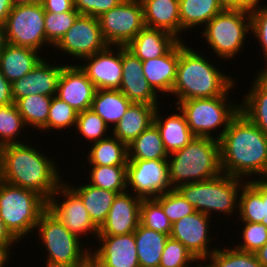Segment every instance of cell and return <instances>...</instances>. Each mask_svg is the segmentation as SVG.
Instances as JSON below:
<instances>
[{"label": "cell", "mask_w": 267, "mask_h": 267, "mask_svg": "<svg viewBox=\"0 0 267 267\" xmlns=\"http://www.w3.org/2000/svg\"><path fill=\"white\" fill-rule=\"evenodd\" d=\"M155 200L172 223L195 212L194 207L176 189L161 194Z\"/></svg>", "instance_id": "obj_44"}, {"label": "cell", "mask_w": 267, "mask_h": 267, "mask_svg": "<svg viewBox=\"0 0 267 267\" xmlns=\"http://www.w3.org/2000/svg\"><path fill=\"white\" fill-rule=\"evenodd\" d=\"M244 183V179L221 173L206 181L184 183L176 190L195 211L207 216H212L211 212L215 211L228 217L238 212L240 189Z\"/></svg>", "instance_id": "obj_5"}, {"label": "cell", "mask_w": 267, "mask_h": 267, "mask_svg": "<svg viewBox=\"0 0 267 267\" xmlns=\"http://www.w3.org/2000/svg\"><path fill=\"white\" fill-rule=\"evenodd\" d=\"M248 179L241 187L238 219L267 226V179Z\"/></svg>", "instance_id": "obj_22"}, {"label": "cell", "mask_w": 267, "mask_h": 267, "mask_svg": "<svg viewBox=\"0 0 267 267\" xmlns=\"http://www.w3.org/2000/svg\"><path fill=\"white\" fill-rule=\"evenodd\" d=\"M70 64L62 68L56 96L80 113L91 108L96 88L78 64Z\"/></svg>", "instance_id": "obj_18"}, {"label": "cell", "mask_w": 267, "mask_h": 267, "mask_svg": "<svg viewBox=\"0 0 267 267\" xmlns=\"http://www.w3.org/2000/svg\"><path fill=\"white\" fill-rule=\"evenodd\" d=\"M75 267H100V265L91 256H89L82 264Z\"/></svg>", "instance_id": "obj_58"}, {"label": "cell", "mask_w": 267, "mask_h": 267, "mask_svg": "<svg viewBox=\"0 0 267 267\" xmlns=\"http://www.w3.org/2000/svg\"><path fill=\"white\" fill-rule=\"evenodd\" d=\"M26 127L15 103L0 106V147L22 143L20 134Z\"/></svg>", "instance_id": "obj_39"}, {"label": "cell", "mask_w": 267, "mask_h": 267, "mask_svg": "<svg viewBox=\"0 0 267 267\" xmlns=\"http://www.w3.org/2000/svg\"><path fill=\"white\" fill-rule=\"evenodd\" d=\"M44 11L51 13H63L77 11L74 8V0H41Z\"/></svg>", "instance_id": "obj_49"}, {"label": "cell", "mask_w": 267, "mask_h": 267, "mask_svg": "<svg viewBox=\"0 0 267 267\" xmlns=\"http://www.w3.org/2000/svg\"><path fill=\"white\" fill-rule=\"evenodd\" d=\"M37 229L38 239L46 247V260L75 267L90 256L91 247H82L83 240L72 234L48 209L39 218Z\"/></svg>", "instance_id": "obj_9"}, {"label": "cell", "mask_w": 267, "mask_h": 267, "mask_svg": "<svg viewBox=\"0 0 267 267\" xmlns=\"http://www.w3.org/2000/svg\"><path fill=\"white\" fill-rule=\"evenodd\" d=\"M179 62V41L163 56L142 61L143 75L148 84L158 92L170 94Z\"/></svg>", "instance_id": "obj_23"}, {"label": "cell", "mask_w": 267, "mask_h": 267, "mask_svg": "<svg viewBox=\"0 0 267 267\" xmlns=\"http://www.w3.org/2000/svg\"><path fill=\"white\" fill-rule=\"evenodd\" d=\"M140 267H159L162 252L169 236L141 224L134 231Z\"/></svg>", "instance_id": "obj_32"}, {"label": "cell", "mask_w": 267, "mask_h": 267, "mask_svg": "<svg viewBox=\"0 0 267 267\" xmlns=\"http://www.w3.org/2000/svg\"><path fill=\"white\" fill-rule=\"evenodd\" d=\"M230 248L217 247L203 262H210L208 267H262L254 253Z\"/></svg>", "instance_id": "obj_38"}, {"label": "cell", "mask_w": 267, "mask_h": 267, "mask_svg": "<svg viewBox=\"0 0 267 267\" xmlns=\"http://www.w3.org/2000/svg\"><path fill=\"white\" fill-rule=\"evenodd\" d=\"M178 41L166 31L144 27L126 48L142 61H146L165 55Z\"/></svg>", "instance_id": "obj_26"}, {"label": "cell", "mask_w": 267, "mask_h": 267, "mask_svg": "<svg viewBox=\"0 0 267 267\" xmlns=\"http://www.w3.org/2000/svg\"><path fill=\"white\" fill-rule=\"evenodd\" d=\"M80 15L78 11L51 13L45 11L44 26L46 41L55 46Z\"/></svg>", "instance_id": "obj_43"}, {"label": "cell", "mask_w": 267, "mask_h": 267, "mask_svg": "<svg viewBox=\"0 0 267 267\" xmlns=\"http://www.w3.org/2000/svg\"><path fill=\"white\" fill-rule=\"evenodd\" d=\"M123 0H74V8L80 15L99 17L104 12L116 7Z\"/></svg>", "instance_id": "obj_48"}, {"label": "cell", "mask_w": 267, "mask_h": 267, "mask_svg": "<svg viewBox=\"0 0 267 267\" xmlns=\"http://www.w3.org/2000/svg\"><path fill=\"white\" fill-rule=\"evenodd\" d=\"M167 161L172 189L184 183L206 181L222 173L220 144L212 138H193L183 149L169 154Z\"/></svg>", "instance_id": "obj_4"}, {"label": "cell", "mask_w": 267, "mask_h": 267, "mask_svg": "<svg viewBox=\"0 0 267 267\" xmlns=\"http://www.w3.org/2000/svg\"><path fill=\"white\" fill-rule=\"evenodd\" d=\"M44 56L43 59L22 78L11 83L14 103L29 95L55 96L58 81L64 64H49Z\"/></svg>", "instance_id": "obj_19"}, {"label": "cell", "mask_w": 267, "mask_h": 267, "mask_svg": "<svg viewBox=\"0 0 267 267\" xmlns=\"http://www.w3.org/2000/svg\"><path fill=\"white\" fill-rule=\"evenodd\" d=\"M19 242L7 229L3 219L0 217V245H13Z\"/></svg>", "instance_id": "obj_51"}, {"label": "cell", "mask_w": 267, "mask_h": 267, "mask_svg": "<svg viewBox=\"0 0 267 267\" xmlns=\"http://www.w3.org/2000/svg\"><path fill=\"white\" fill-rule=\"evenodd\" d=\"M104 40L108 45L126 46L145 27L140 0H123L98 17Z\"/></svg>", "instance_id": "obj_11"}, {"label": "cell", "mask_w": 267, "mask_h": 267, "mask_svg": "<svg viewBox=\"0 0 267 267\" xmlns=\"http://www.w3.org/2000/svg\"><path fill=\"white\" fill-rule=\"evenodd\" d=\"M132 102L120 91L96 89L91 109L112 128L122 119Z\"/></svg>", "instance_id": "obj_31"}, {"label": "cell", "mask_w": 267, "mask_h": 267, "mask_svg": "<svg viewBox=\"0 0 267 267\" xmlns=\"http://www.w3.org/2000/svg\"><path fill=\"white\" fill-rule=\"evenodd\" d=\"M192 262L199 263L181 242L169 237L162 252L159 267H189Z\"/></svg>", "instance_id": "obj_45"}, {"label": "cell", "mask_w": 267, "mask_h": 267, "mask_svg": "<svg viewBox=\"0 0 267 267\" xmlns=\"http://www.w3.org/2000/svg\"><path fill=\"white\" fill-rule=\"evenodd\" d=\"M13 8L11 0H0V25H5L7 17Z\"/></svg>", "instance_id": "obj_52"}, {"label": "cell", "mask_w": 267, "mask_h": 267, "mask_svg": "<svg viewBox=\"0 0 267 267\" xmlns=\"http://www.w3.org/2000/svg\"><path fill=\"white\" fill-rule=\"evenodd\" d=\"M197 267H208V266L206 265V263L205 264H203V263L201 264V262H200V265L197 263Z\"/></svg>", "instance_id": "obj_61"}, {"label": "cell", "mask_w": 267, "mask_h": 267, "mask_svg": "<svg viewBox=\"0 0 267 267\" xmlns=\"http://www.w3.org/2000/svg\"><path fill=\"white\" fill-rule=\"evenodd\" d=\"M13 103L11 83L0 71V106Z\"/></svg>", "instance_id": "obj_50"}, {"label": "cell", "mask_w": 267, "mask_h": 267, "mask_svg": "<svg viewBox=\"0 0 267 267\" xmlns=\"http://www.w3.org/2000/svg\"><path fill=\"white\" fill-rule=\"evenodd\" d=\"M45 11L41 2L13 6L5 24L7 43L37 51L49 45L44 26Z\"/></svg>", "instance_id": "obj_10"}, {"label": "cell", "mask_w": 267, "mask_h": 267, "mask_svg": "<svg viewBox=\"0 0 267 267\" xmlns=\"http://www.w3.org/2000/svg\"><path fill=\"white\" fill-rule=\"evenodd\" d=\"M244 227L242 230L241 244L234 247L238 250L255 253L267 243V226L262 223L241 221Z\"/></svg>", "instance_id": "obj_46"}, {"label": "cell", "mask_w": 267, "mask_h": 267, "mask_svg": "<svg viewBox=\"0 0 267 267\" xmlns=\"http://www.w3.org/2000/svg\"><path fill=\"white\" fill-rule=\"evenodd\" d=\"M254 254L262 267H267V243Z\"/></svg>", "instance_id": "obj_55"}, {"label": "cell", "mask_w": 267, "mask_h": 267, "mask_svg": "<svg viewBox=\"0 0 267 267\" xmlns=\"http://www.w3.org/2000/svg\"><path fill=\"white\" fill-rule=\"evenodd\" d=\"M68 185L80 196L91 221L99 229L105 222L117 193L95 187L89 183L78 187L71 184Z\"/></svg>", "instance_id": "obj_30"}, {"label": "cell", "mask_w": 267, "mask_h": 267, "mask_svg": "<svg viewBox=\"0 0 267 267\" xmlns=\"http://www.w3.org/2000/svg\"><path fill=\"white\" fill-rule=\"evenodd\" d=\"M40 51L7 44L0 56V71L13 83L30 72L43 58Z\"/></svg>", "instance_id": "obj_28"}, {"label": "cell", "mask_w": 267, "mask_h": 267, "mask_svg": "<svg viewBox=\"0 0 267 267\" xmlns=\"http://www.w3.org/2000/svg\"><path fill=\"white\" fill-rule=\"evenodd\" d=\"M140 224L148 229L170 235L172 222L155 199H142L140 204Z\"/></svg>", "instance_id": "obj_40"}, {"label": "cell", "mask_w": 267, "mask_h": 267, "mask_svg": "<svg viewBox=\"0 0 267 267\" xmlns=\"http://www.w3.org/2000/svg\"><path fill=\"white\" fill-rule=\"evenodd\" d=\"M65 183L66 182L62 181L51 198L47 201V209L79 239H82L84 236L88 237L90 233L95 236L94 238H97L98 228L91 221L82 199L68 183ZM59 195L63 196V201L56 199L60 197ZM61 201L62 203H60Z\"/></svg>", "instance_id": "obj_12"}, {"label": "cell", "mask_w": 267, "mask_h": 267, "mask_svg": "<svg viewBox=\"0 0 267 267\" xmlns=\"http://www.w3.org/2000/svg\"><path fill=\"white\" fill-rule=\"evenodd\" d=\"M205 29V30H204ZM251 14L246 10H223L201 31L210 49L220 60L234 59L243 50L246 34L251 32Z\"/></svg>", "instance_id": "obj_8"}, {"label": "cell", "mask_w": 267, "mask_h": 267, "mask_svg": "<svg viewBox=\"0 0 267 267\" xmlns=\"http://www.w3.org/2000/svg\"><path fill=\"white\" fill-rule=\"evenodd\" d=\"M87 151V162L91 166H127V145L110 133L109 137L92 143Z\"/></svg>", "instance_id": "obj_33"}, {"label": "cell", "mask_w": 267, "mask_h": 267, "mask_svg": "<svg viewBox=\"0 0 267 267\" xmlns=\"http://www.w3.org/2000/svg\"><path fill=\"white\" fill-rule=\"evenodd\" d=\"M233 88L234 84L222 96L188 99L176 104L195 137L220 140L230 122L240 112V105L232 103L228 96ZM221 126L223 128L217 137L211 133H215Z\"/></svg>", "instance_id": "obj_7"}, {"label": "cell", "mask_w": 267, "mask_h": 267, "mask_svg": "<svg viewBox=\"0 0 267 267\" xmlns=\"http://www.w3.org/2000/svg\"><path fill=\"white\" fill-rule=\"evenodd\" d=\"M181 32L205 26L223 9L218 0H179Z\"/></svg>", "instance_id": "obj_35"}, {"label": "cell", "mask_w": 267, "mask_h": 267, "mask_svg": "<svg viewBox=\"0 0 267 267\" xmlns=\"http://www.w3.org/2000/svg\"><path fill=\"white\" fill-rule=\"evenodd\" d=\"M78 112H76L65 101L58 98L56 95L52 96L51 105L48 114L47 123L40 129L42 132L51 129L65 130V128H75Z\"/></svg>", "instance_id": "obj_41"}, {"label": "cell", "mask_w": 267, "mask_h": 267, "mask_svg": "<svg viewBox=\"0 0 267 267\" xmlns=\"http://www.w3.org/2000/svg\"><path fill=\"white\" fill-rule=\"evenodd\" d=\"M7 38H6V28L5 25H0V56L2 54L3 49L7 45Z\"/></svg>", "instance_id": "obj_57"}, {"label": "cell", "mask_w": 267, "mask_h": 267, "mask_svg": "<svg viewBox=\"0 0 267 267\" xmlns=\"http://www.w3.org/2000/svg\"><path fill=\"white\" fill-rule=\"evenodd\" d=\"M108 45L83 59L79 67L91 80L96 89L119 90L122 79V46ZM87 61V62H86ZM85 63V64H83Z\"/></svg>", "instance_id": "obj_16"}, {"label": "cell", "mask_w": 267, "mask_h": 267, "mask_svg": "<svg viewBox=\"0 0 267 267\" xmlns=\"http://www.w3.org/2000/svg\"><path fill=\"white\" fill-rule=\"evenodd\" d=\"M157 107L145 103H132L122 119L113 127L111 134L128 146L153 124Z\"/></svg>", "instance_id": "obj_27"}, {"label": "cell", "mask_w": 267, "mask_h": 267, "mask_svg": "<svg viewBox=\"0 0 267 267\" xmlns=\"http://www.w3.org/2000/svg\"><path fill=\"white\" fill-rule=\"evenodd\" d=\"M223 10H239V0H218Z\"/></svg>", "instance_id": "obj_56"}, {"label": "cell", "mask_w": 267, "mask_h": 267, "mask_svg": "<svg viewBox=\"0 0 267 267\" xmlns=\"http://www.w3.org/2000/svg\"><path fill=\"white\" fill-rule=\"evenodd\" d=\"M13 246L15 245H0V267H5V265L9 261L11 257L10 251L13 248Z\"/></svg>", "instance_id": "obj_54"}, {"label": "cell", "mask_w": 267, "mask_h": 267, "mask_svg": "<svg viewBox=\"0 0 267 267\" xmlns=\"http://www.w3.org/2000/svg\"><path fill=\"white\" fill-rule=\"evenodd\" d=\"M140 199H156L172 187L167 160H128L127 189ZM132 188V190H131Z\"/></svg>", "instance_id": "obj_13"}, {"label": "cell", "mask_w": 267, "mask_h": 267, "mask_svg": "<svg viewBox=\"0 0 267 267\" xmlns=\"http://www.w3.org/2000/svg\"><path fill=\"white\" fill-rule=\"evenodd\" d=\"M160 107L156 108L153 123L159 130L164 147L168 154L183 149L195 135L190 130L184 114L176 107L178 113H171L165 117L160 116Z\"/></svg>", "instance_id": "obj_25"}, {"label": "cell", "mask_w": 267, "mask_h": 267, "mask_svg": "<svg viewBox=\"0 0 267 267\" xmlns=\"http://www.w3.org/2000/svg\"><path fill=\"white\" fill-rule=\"evenodd\" d=\"M201 212L195 211L191 215L184 216L172 224L169 237L181 242L200 262H203L216 250L210 249L211 243L209 226L212 218Z\"/></svg>", "instance_id": "obj_15"}, {"label": "cell", "mask_w": 267, "mask_h": 267, "mask_svg": "<svg viewBox=\"0 0 267 267\" xmlns=\"http://www.w3.org/2000/svg\"><path fill=\"white\" fill-rule=\"evenodd\" d=\"M52 96L29 95L15 102L26 126L41 129L48 120Z\"/></svg>", "instance_id": "obj_36"}, {"label": "cell", "mask_w": 267, "mask_h": 267, "mask_svg": "<svg viewBox=\"0 0 267 267\" xmlns=\"http://www.w3.org/2000/svg\"><path fill=\"white\" fill-rule=\"evenodd\" d=\"M251 14V33L254 38L257 39L262 46L261 50L263 51L265 68L262 67V70L267 71V5L261 6L258 9H255L250 12Z\"/></svg>", "instance_id": "obj_47"}, {"label": "cell", "mask_w": 267, "mask_h": 267, "mask_svg": "<svg viewBox=\"0 0 267 267\" xmlns=\"http://www.w3.org/2000/svg\"><path fill=\"white\" fill-rule=\"evenodd\" d=\"M145 27L160 29L181 38L179 0H140Z\"/></svg>", "instance_id": "obj_24"}, {"label": "cell", "mask_w": 267, "mask_h": 267, "mask_svg": "<svg viewBox=\"0 0 267 267\" xmlns=\"http://www.w3.org/2000/svg\"><path fill=\"white\" fill-rule=\"evenodd\" d=\"M132 103L159 106L158 94L143 75L142 60L122 46V79L119 89Z\"/></svg>", "instance_id": "obj_20"}, {"label": "cell", "mask_w": 267, "mask_h": 267, "mask_svg": "<svg viewBox=\"0 0 267 267\" xmlns=\"http://www.w3.org/2000/svg\"><path fill=\"white\" fill-rule=\"evenodd\" d=\"M108 44L103 38L97 17L79 15L60 41L54 46L75 59H84L104 50Z\"/></svg>", "instance_id": "obj_14"}, {"label": "cell", "mask_w": 267, "mask_h": 267, "mask_svg": "<svg viewBox=\"0 0 267 267\" xmlns=\"http://www.w3.org/2000/svg\"><path fill=\"white\" fill-rule=\"evenodd\" d=\"M97 249L90 256L100 267H140L133 233L123 235H98ZM93 251V252H92Z\"/></svg>", "instance_id": "obj_17"}, {"label": "cell", "mask_w": 267, "mask_h": 267, "mask_svg": "<svg viewBox=\"0 0 267 267\" xmlns=\"http://www.w3.org/2000/svg\"><path fill=\"white\" fill-rule=\"evenodd\" d=\"M75 128V131L78 132L79 135L81 134L82 137L80 138H85L87 139L86 141H91L92 144L108 137L109 134L106 132L110 127L107 126L98 114L89 108L78 113Z\"/></svg>", "instance_id": "obj_42"}, {"label": "cell", "mask_w": 267, "mask_h": 267, "mask_svg": "<svg viewBox=\"0 0 267 267\" xmlns=\"http://www.w3.org/2000/svg\"><path fill=\"white\" fill-rule=\"evenodd\" d=\"M13 6L39 3L41 0H11Z\"/></svg>", "instance_id": "obj_59"}, {"label": "cell", "mask_w": 267, "mask_h": 267, "mask_svg": "<svg viewBox=\"0 0 267 267\" xmlns=\"http://www.w3.org/2000/svg\"><path fill=\"white\" fill-rule=\"evenodd\" d=\"M27 143L0 147V179L33 190L48 201L63 181L57 169L58 163L48 159L47 153H42L30 141Z\"/></svg>", "instance_id": "obj_2"}, {"label": "cell", "mask_w": 267, "mask_h": 267, "mask_svg": "<svg viewBox=\"0 0 267 267\" xmlns=\"http://www.w3.org/2000/svg\"><path fill=\"white\" fill-rule=\"evenodd\" d=\"M261 0H239V10L253 11L262 6ZM261 4V5H259Z\"/></svg>", "instance_id": "obj_53"}, {"label": "cell", "mask_w": 267, "mask_h": 267, "mask_svg": "<svg viewBox=\"0 0 267 267\" xmlns=\"http://www.w3.org/2000/svg\"><path fill=\"white\" fill-rule=\"evenodd\" d=\"M219 144L222 173L267 179V135L244 114L239 112L233 118Z\"/></svg>", "instance_id": "obj_1"}, {"label": "cell", "mask_w": 267, "mask_h": 267, "mask_svg": "<svg viewBox=\"0 0 267 267\" xmlns=\"http://www.w3.org/2000/svg\"><path fill=\"white\" fill-rule=\"evenodd\" d=\"M46 267H72L64 263H59V262H52L49 260H46Z\"/></svg>", "instance_id": "obj_60"}, {"label": "cell", "mask_w": 267, "mask_h": 267, "mask_svg": "<svg viewBox=\"0 0 267 267\" xmlns=\"http://www.w3.org/2000/svg\"><path fill=\"white\" fill-rule=\"evenodd\" d=\"M88 183L121 194L127 190V166H90Z\"/></svg>", "instance_id": "obj_37"}, {"label": "cell", "mask_w": 267, "mask_h": 267, "mask_svg": "<svg viewBox=\"0 0 267 267\" xmlns=\"http://www.w3.org/2000/svg\"><path fill=\"white\" fill-rule=\"evenodd\" d=\"M127 149L128 160H167L169 156L154 123L134 139Z\"/></svg>", "instance_id": "obj_34"}, {"label": "cell", "mask_w": 267, "mask_h": 267, "mask_svg": "<svg viewBox=\"0 0 267 267\" xmlns=\"http://www.w3.org/2000/svg\"><path fill=\"white\" fill-rule=\"evenodd\" d=\"M47 209V200L37 192L0 179V217L19 241L34 229Z\"/></svg>", "instance_id": "obj_6"}, {"label": "cell", "mask_w": 267, "mask_h": 267, "mask_svg": "<svg viewBox=\"0 0 267 267\" xmlns=\"http://www.w3.org/2000/svg\"><path fill=\"white\" fill-rule=\"evenodd\" d=\"M179 41V62L171 94L178 102L222 96L233 84V77L226 75L206 56ZM211 62V63H210Z\"/></svg>", "instance_id": "obj_3"}, {"label": "cell", "mask_w": 267, "mask_h": 267, "mask_svg": "<svg viewBox=\"0 0 267 267\" xmlns=\"http://www.w3.org/2000/svg\"><path fill=\"white\" fill-rule=\"evenodd\" d=\"M252 83L239 104L240 112L267 135V71L261 70Z\"/></svg>", "instance_id": "obj_29"}, {"label": "cell", "mask_w": 267, "mask_h": 267, "mask_svg": "<svg viewBox=\"0 0 267 267\" xmlns=\"http://www.w3.org/2000/svg\"><path fill=\"white\" fill-rule=\"evenodd\" d=\"M142 199L130 191L117 194L98 235H123L133 233L140 224Z\"/></svg>", "instance_id": "obj_21"}]
</instances>
